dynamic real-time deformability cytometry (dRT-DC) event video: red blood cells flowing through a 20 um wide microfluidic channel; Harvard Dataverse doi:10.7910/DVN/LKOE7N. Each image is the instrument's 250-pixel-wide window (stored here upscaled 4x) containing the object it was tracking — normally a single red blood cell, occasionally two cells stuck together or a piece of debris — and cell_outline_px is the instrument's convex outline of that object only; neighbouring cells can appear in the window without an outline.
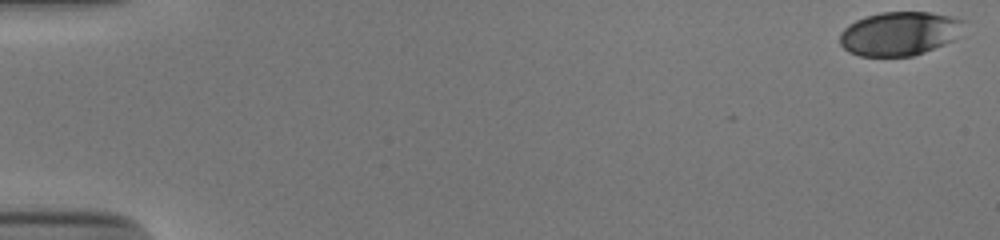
{"species": "human", "species_latin": "Homo sapiens", "temperature_condition": "cold", "stored_images_in_passage": 47, "camera_frame_rate_fps": 3000, "um_per_image_px": 0.085, "donor": {"sex": "male"}, "frame": {"image": 1, "passage_image": 1, "time_ms": 0.0, "image_size_px": [1000, 240], "cell_outline_px": [[968, 20], [964, 36], [924, 52], [912, 56], [860, 56], [848, 52], [840, 44], [840, 32], [848, 24], [856, 20], [880, 12], [928, 12], [952, 16]], "centroid_in_image_um": [76.55, 2.84], "position_along_channel_um": 8.4, "area_um2": 32.37}}
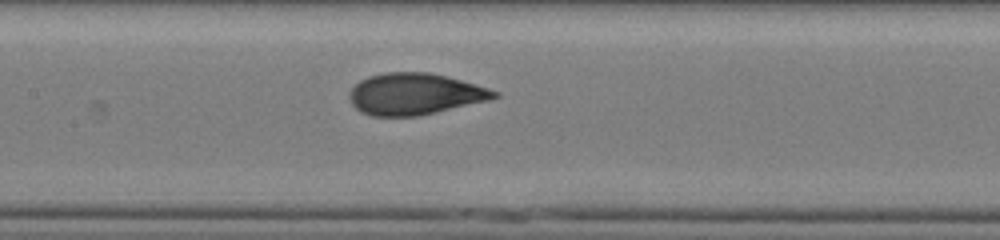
{"frame": {"image": 2, "passage_image": 27, "time_ms": 8.667, "image_size_px": [1000, 240], "cell_outline_px": [[500, 96], [488, 100], [436, 112], [416, 116], [372, 116], [360, 112], [352, 104], [348, 96], [348, 92], [360, 80], [368, 76], [384, 72], [428, 72], [460, 80], [488, 88], [500, 92]], "centroid_in_image_um": [35.22, 7.99], "position_along_channel_um": 172.2, "area_um2": 34.91}}
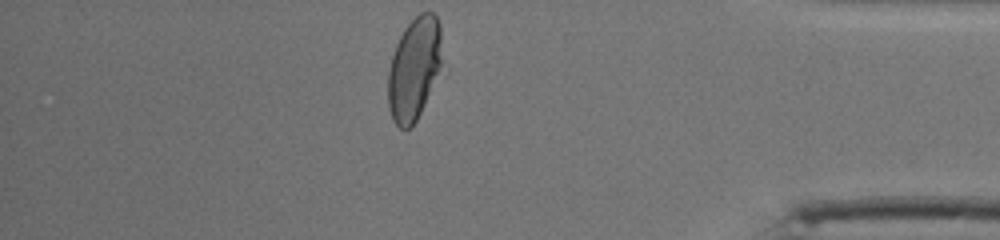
{"frame": {"image": 3, "passage_image": 47, "time_ms": 15.333, "image_size_px": [1000, 240], "cell_outline_px": [[440, 68], [424, 104], [416, 120], [408, 128], [400, 128], [392, 120], [388, 108], [388, 72], [392, 56], [396, 44], [404, 28], [420, 12], [432, 12], [436, 16], [440, 24]], "centroid_in_image_um": [35.17, 5.82], "position_along_channel_um": 400.0, "area_um2": 31.73}, "authors_computed_cell_mechanics": {"area_um2": 34.102, "velocity_mm_per_s": 3.8763, "shape_relaxation_time_tau1_ms": 6.5052, "shape_relaxation_time_tau2_ms": null, "deformation_change_tau1": 0.2182, "deformation_change_tau2": null}}